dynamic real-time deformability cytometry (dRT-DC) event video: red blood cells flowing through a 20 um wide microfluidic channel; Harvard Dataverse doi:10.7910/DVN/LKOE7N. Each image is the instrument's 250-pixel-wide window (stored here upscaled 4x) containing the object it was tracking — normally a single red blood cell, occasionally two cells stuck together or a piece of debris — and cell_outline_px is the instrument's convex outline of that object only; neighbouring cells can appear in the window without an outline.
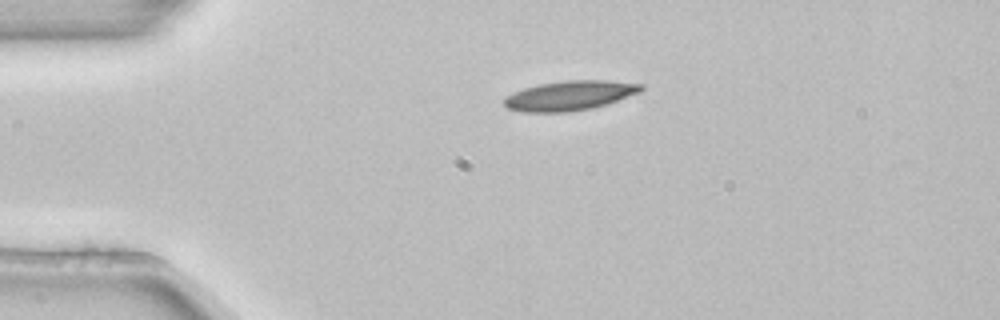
{"species": "common noctule bat (a hibernating species)", "species_latin": "Nyctalus noctula", "temperature_condition": "room temperature", "stored_images_in_passage": 2, "camera_frame_rate_fps": 3000, "um_per_image_px": 0.085, "animal": {"sex": "female", "body_mass_g": 22.7, "forearm_length_mm": 54.2}, "frame": {"image": 1, "passage_image": 1, "time_ms": 0.0, "image_size_px": [1000, 320], "cell_outline_px": [[644, 88], [640, 92], [592, 108], [568, 112], [520, 112], [508, 108], [504, 104], [504, 96], [512, 92], [524, 88], [540, 84], [564, 80], [604, 80], [644, 84]], "centroid_in_image_um": [48.38, 8.12], "position_along_channel_um": 36.6, "area_um2": 23.58}}